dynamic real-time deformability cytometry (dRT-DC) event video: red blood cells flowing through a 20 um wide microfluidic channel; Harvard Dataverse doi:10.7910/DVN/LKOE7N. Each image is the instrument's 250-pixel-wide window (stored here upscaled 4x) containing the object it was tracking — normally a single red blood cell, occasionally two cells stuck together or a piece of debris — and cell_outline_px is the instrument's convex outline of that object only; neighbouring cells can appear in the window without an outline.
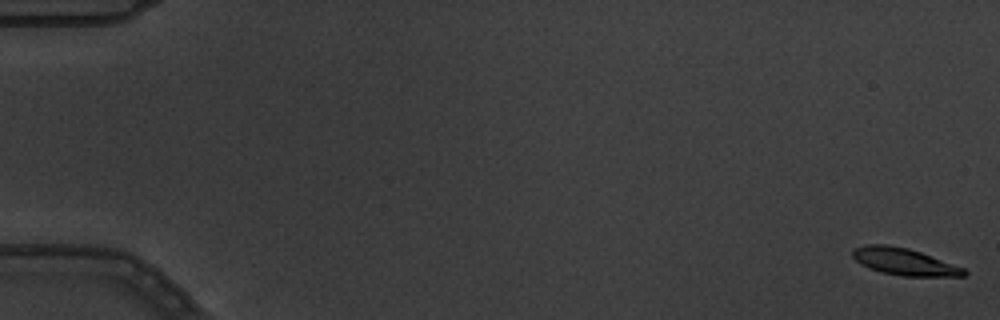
{"species": "common noctule bat (a hibernating species)", "species_latin": "Nyctalus noctula", "temperature_condition": "warm", "stored_images_in_passage": 4, "camera_frame_rate_fps": 3000, "um_per_image_px": 0.085, "animal": {"sex": "male", "body_mass_g": 19.5, "forearm_length_mm": 54.6}, "frame": {"image": 1, "passage_image": 1, "time_ms": 0.0, "image_size_px": [1000, 320], "cell_outline_px": [[968, 272], [964, 276], [900, 276], [880, 272], [868, 268], [860, 264], [852, 256], [852, 248], [868, 244], [888, 244], [908, 248], [920, 252], [964, 268]], "centroid_in_image_um": [76.81, 22.24], "position_along_channel_um": 8.2, "area_um2": 17.57}}
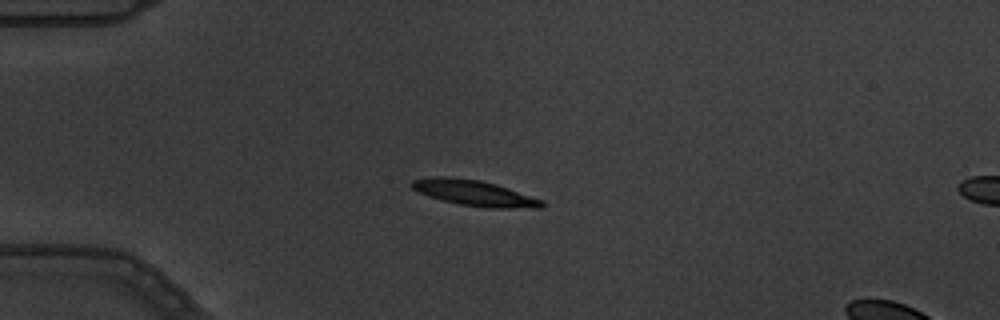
{"frame": {"image": 2, "passage_image": 3, "time_ms": 0.667, "image_size_px": [1000, 320], "cell_outline_px": [[544, 208], [488, 208], [460, 204], [440, 200], [428, 196], [412, 188], [408, 184], [412, 180], [428, 176], [452, 176], [480, 180], [496, 184], [544, 200]], "centroid_in_image_um": [40.3, 16.39], "position_along_channel_um": 44.7, "area_um2": 19.77}}